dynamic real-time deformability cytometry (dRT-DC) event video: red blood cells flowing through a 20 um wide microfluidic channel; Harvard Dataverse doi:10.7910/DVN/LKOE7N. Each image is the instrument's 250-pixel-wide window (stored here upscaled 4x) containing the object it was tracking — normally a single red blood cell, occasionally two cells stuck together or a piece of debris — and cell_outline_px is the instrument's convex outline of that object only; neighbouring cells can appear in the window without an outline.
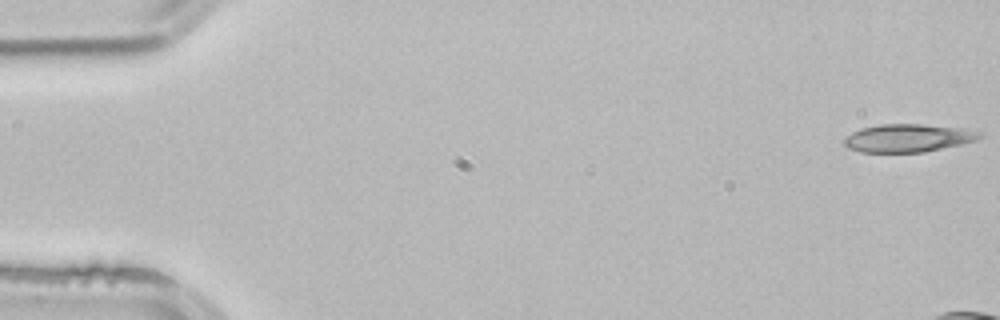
{"species": "common noctule bat (a hibernating species)", "species_latin": "Nyctalus noctula", "temperature_condition": "room temperature", "stored_images_in_passage": 9, "camera_frame_rate_fps": 3000, "um_per_image_px": 0.085, "animal": {"sex": "male", "body_mass_g": 21.5, "forearm_length_mm": 52.0}, "frame": {"image": 1, "passage_image": 1, "time_ms": 0.0, "image_size_px": [1000, 320], "cell_outline_px": [[984, 136], [976, 140], [960, 144], [924, 152], [860, 152], [848, 148], [844, 144], [844, 136], [860, 128], [880, 124], [920, 124], [964, 128], [984, 132]], "centroid_in_image_um": [77.18, 11.72], "position_along_channel_um": 7.8, "area_um2": 22.25}}